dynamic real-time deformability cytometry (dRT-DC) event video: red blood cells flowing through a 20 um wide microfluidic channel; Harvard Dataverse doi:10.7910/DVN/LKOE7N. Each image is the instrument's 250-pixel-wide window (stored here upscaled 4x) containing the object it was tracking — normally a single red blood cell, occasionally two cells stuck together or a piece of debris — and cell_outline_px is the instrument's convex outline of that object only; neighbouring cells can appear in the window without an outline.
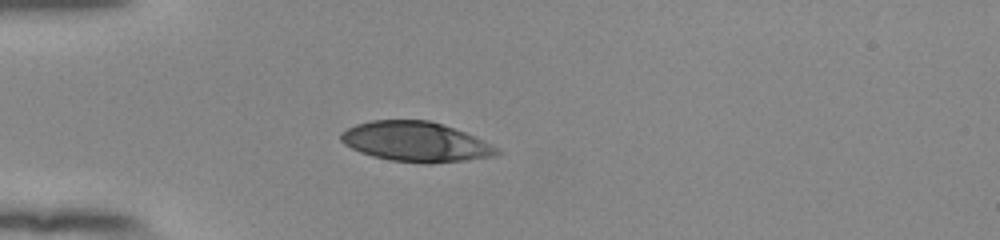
{"species": "human", "species_latin": "Homo sapiens", "temperature_condition": "room temperature", "stored_images_in_passage": 39, "camera_frame_rate_fps": 3000, "um_per_image_px": 0.085, "donor": {"sex": "female"}, "frame": {"image": 1, "passage_image": 1, "time_ms": 0.0, "image_size_px": [1000, 240], "cell_outline_px": [[504, 152], [496, 156], [464, 160], [428, 164], [424, 164], [388, 160], [372, 156], [360, 152], [344, 144], [340, 140], [340, 132], [356, 124], [372, 120], [428, 120], [464, 132], [484, 140]], "centroid_in_image_um": [35.33, 12.06], "position_along_channel_um": 49.7, "area_um2": 36.3}}
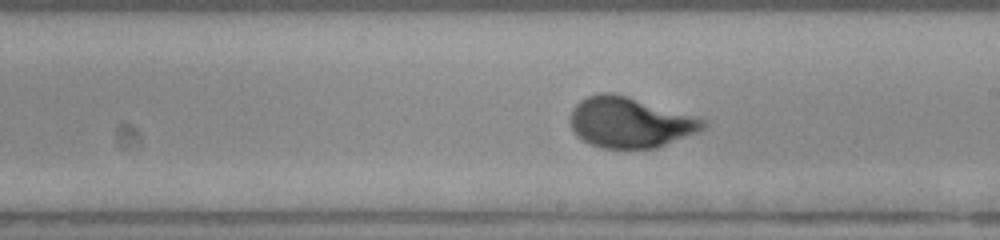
{"frame": {"image": 2, "passage_image": 17, "time_ms": 5.333, "image_size_px": [1000, 240], "cell_outline_px": [[708, 124], [704, 128], [696, 132], [656, 148], [604, 148], [588, 144], [576, 136], [572, 132], [568, 120], [572, 108], [580, 100], [588, 96], [600, 92], [612, 92], [628, 96], [708, 120]], "centroid_in_image_um": [53.49, 10.4], "position_along_channel_um": 235.5, "area_um2": 39.36}}
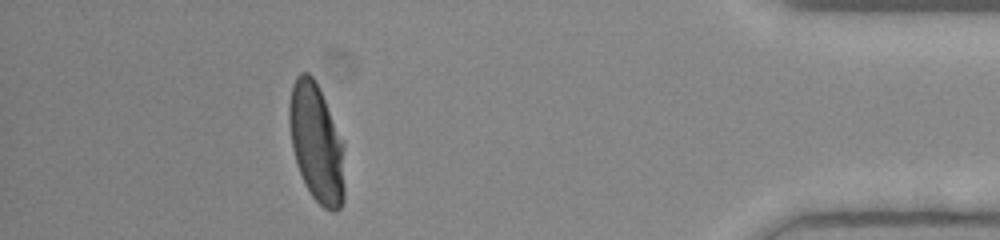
{"frame": {"image": 3, "passage_image": 34, "time_ms": 11.0, "image_size_px": [1000, 240], "cell_outline_px": [[344, 200], [340, 208], [336, 212], [332, 212], [324, 208], [312, 196], [304, 184], [296, 164], [292, 148], [288, 120], [288, 104], [292, 84], [296, 76], [300, 72], [308, 72], [312, 76], [324, 100], [344, 144]], "centroid_in_image_um": [26.88, 12.19], "position_along_channel_um": 408.3, "area_um2": 38.44}, "authors_computed_cell_mechanics": {"area_um2": 38.148, "velocity_mm_per_s": 3.8414, "shape_relaxation_time_tau1_ms": 3.4649, "shape_relaxation_time_tau2_ms": null, "deformation_change_tau1": 0.2168, "deformation_change_tau2": null}}